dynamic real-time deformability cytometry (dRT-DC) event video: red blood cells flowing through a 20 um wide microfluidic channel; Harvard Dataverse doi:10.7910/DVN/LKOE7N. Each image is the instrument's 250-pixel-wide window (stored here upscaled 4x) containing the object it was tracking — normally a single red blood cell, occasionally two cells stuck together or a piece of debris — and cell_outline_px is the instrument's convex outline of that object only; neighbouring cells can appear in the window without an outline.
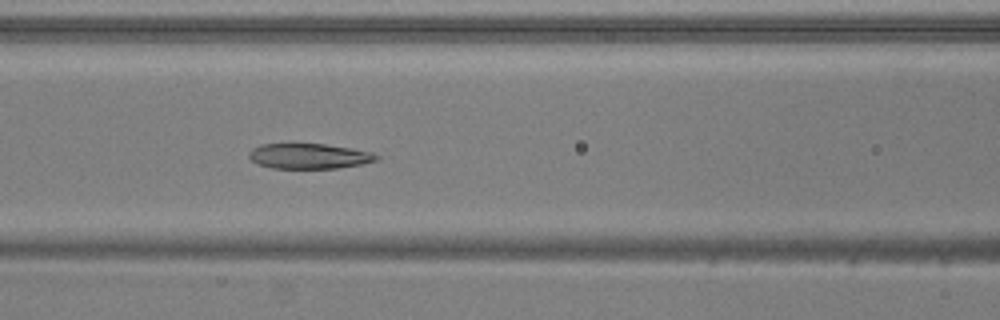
{"species": "common noctule bat (a hibernating species)", "species_latin": "Nyctalus noctula", "temperature_condition": "warm", "stored_images_in_passage": 43, "camera_frame_rate_fps": 3000, "um_per_image_px": 0.085, "animal": {"sex": "male", "body_mass_g": 20.5, "forearm_length_mm": 52.5}, "frame": {"image": 1, "passage_image": 12, "time_ms": 3.667, "image_size_px": [1000, 320], "cell_outline_px": [[380, 160], [364, 164], [336, 168], [272, 168], [256, 164], [248, 156], [248, 152], [252, 148], [260, 144], [324, 144], [352, 148], [372, 152], [380, 156]], "centroid_in_image_um": [26.29, 13.27], "position_along_channel_um": 140.3, "area_um2": 18.96}}
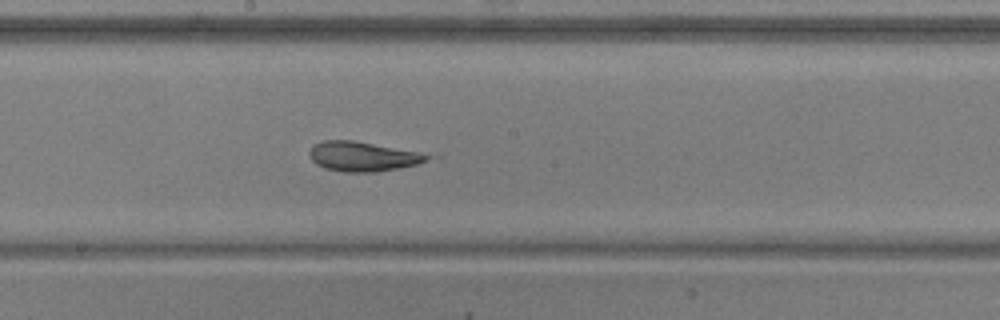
{"frame": {"image": 2, "passage_image": 18, "time_ms": 5.667, "image_size_px": [1000, 320], "cell_outline_px": [[440, 156], [420, 164], [400, 168], [376, 172], [344, 172], [324, 168], [316, 164], [308, 156], [308, 152], [312, 144], [324, 140], [352, 140], [440, 152]], "centroid_in_image_um": [31.1, 13.27], "position_along_channel_um": 217.1, "area_um2": 22.02}}
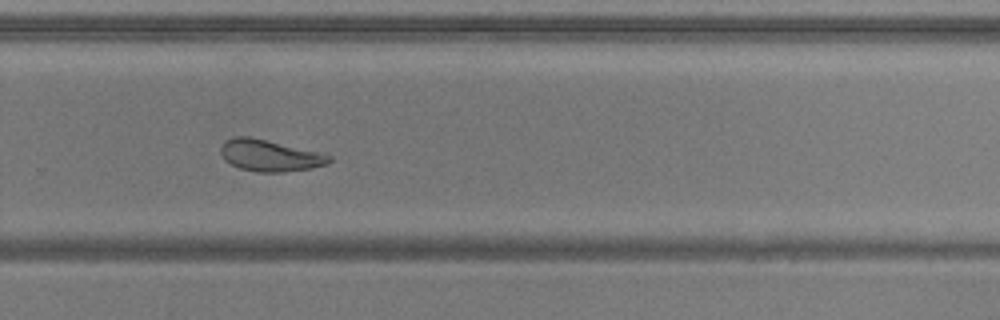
{"frame": {"image": 3, "passage_image": 25, "time_ms": 8.0, "image_size_px": [1000, 320], "cell_outline_px": [[332, 160], [328, 164], [312, 168], [284, 172], [256, 172], [240, 168], [224, 160], [220, 152], [220, 148], [224, 140], [236, 136], [248, 136], [316, 152], [332, 156]], "centroid_in_image_um": [22.89, 13.23], "position_along_channel_um": 306.9, "area_um2": 19.71}}